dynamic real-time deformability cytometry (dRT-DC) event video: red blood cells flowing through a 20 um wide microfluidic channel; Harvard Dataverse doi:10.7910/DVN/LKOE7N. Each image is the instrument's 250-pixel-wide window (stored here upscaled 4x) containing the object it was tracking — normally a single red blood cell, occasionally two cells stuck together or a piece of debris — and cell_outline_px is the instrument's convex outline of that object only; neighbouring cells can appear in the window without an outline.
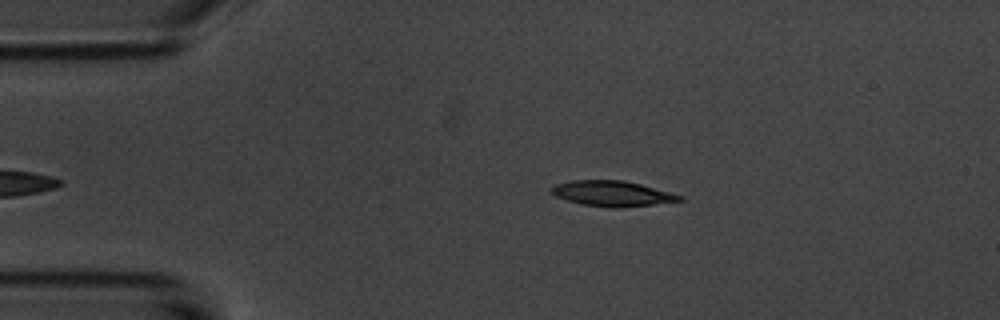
{"species": "common noctule bat (a hibernating species)", "species_latin": "Nyctalus noctula", "temperature_condition": "room temperature", "stored_images_in_passage": 43, "camera_frame_rate_fps": 3000, "um_per_image_px": 0.085, "animal": {"sex": "male", "body_mass_g": 20.1, "forearm_length_mm": 53.5}, "frame": {"image": 1, "passage_image": 10, "time_ms": 3.0, "image_size_px": [1000, 320], "cell_outline_px": [[684, 200], [652, 204], [616, 208], [608, 208], [580, 204], [556, 196], [552, 192], [552, 188], [556, 184], [572, 180], [624, 180], [640, 184], [684, 196]], "centroid_in_image_um": [52.05, 16.45], "position_along_channel_um": 33.0, "area_um2": 18.79}}
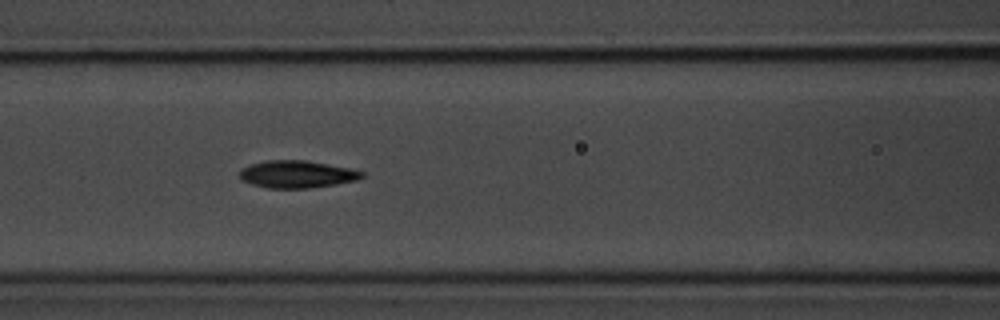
{"frame": {"image": 2, "passage_image": 22, "time_ms": 7.0, "image_size_px": [1000, 320], "cell_outline_px": [[364, 176], [356, 180], [336, 184], [308, 188], [268, 188], [252, 184], [240, 180], [240, 168], [252, 164], [268, 160], [304, 160], [348, 168], [364, 172]], "centroid_in_image_um": [25.2, 14.81], "position_along_channel_um": 141.4, "area_um2": 19.31}}
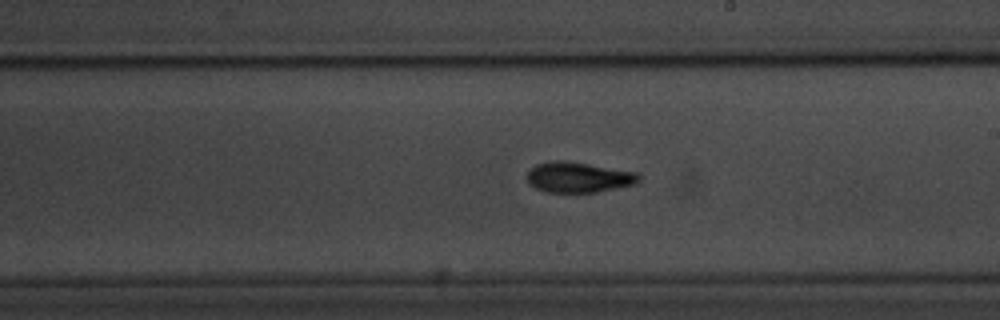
{"frame": {"image": 3, "passage_image": 30, "time_ms": 9.667, "image_size_px": [1000, 320], "cell_outline_px": [[640, 180], [636, 184], [596, 192], [544, 192], [528, 184], [528, 172], [536, 164], [552, 160], [560, 160], [588, 164], [636, 172], [640, 176]], "centroid_in_image_um": [49.16, 15.07], "position_along_channel_um": 239.8, "area_um2": 19.71}, "authors_computed_cell_mechanics": {"area_um2": 18.9006, "velocity_mm_per_s": 3.6972, "shape_relaxation_time_tau1_ms": 2.5226, "shape_relaxation_time_tau2_ms": 2.6729, "deformation_change_tau1": 0.1288, "deformation_change_tau2": 0.0935}}